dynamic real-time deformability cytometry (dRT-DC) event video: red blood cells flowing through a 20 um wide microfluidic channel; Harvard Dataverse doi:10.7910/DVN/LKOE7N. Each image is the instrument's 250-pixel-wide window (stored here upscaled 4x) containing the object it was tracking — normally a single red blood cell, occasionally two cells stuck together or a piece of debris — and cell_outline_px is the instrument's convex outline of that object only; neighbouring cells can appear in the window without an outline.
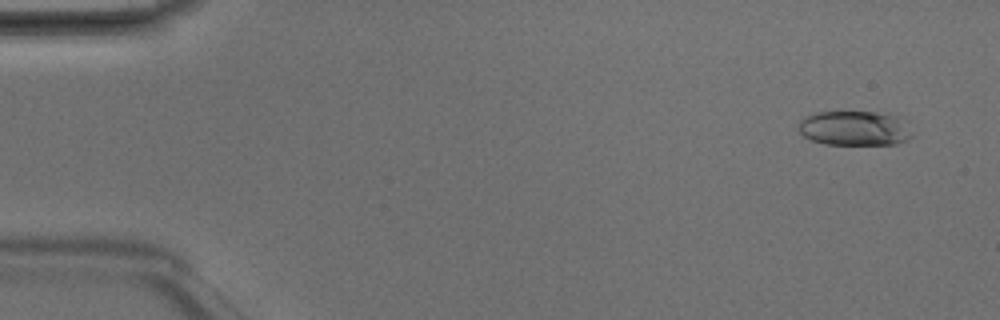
{"species": "Egyptian fruit bat (a non-hibernating species)", "species_latin": "Rousettus aegyptiacus", "temperature_condition": "room temperature", "stored_images_in_passage": 4, "camera_frame_rate_fps": 3000, "um_per_image_px": 0.085, "animal": {"sex": "male"}, "frame": {"image": 1, "passage_image": 1, "time_ms": 0.0, "image_size_px": [1000, 320], "cell_outline_px": [[912, 136], [896, 144], [824, 144], [812, 140], [804, 136], [796, 128], [800, 120], [804, 116], [812, 112], [888, 112], [896, 116], [912, 132]], "centroid_in_image_um": [72.57, 10.89], "position_along_channel_um": 12.4, "area_um2": 23.0}}
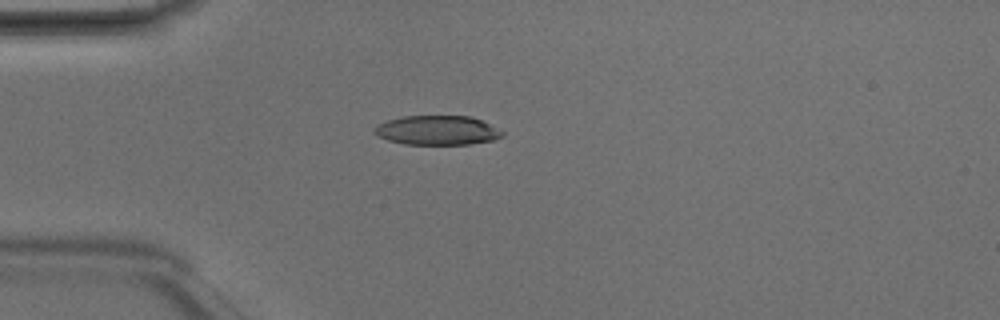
{"frame": {"image": 2, "passage_image": 4, "time_ms": 1.0, "image_size_px": [1000, 320], "cell_outline_px": [[504, 136], [492, 140], [468, 144], [404, 144], [388, 140], [372, 132], [376, 124], [388, 120], [404, 116], [468, 116], [480, 120], [504, 132]], "centroid_in_image_um": [37.13, 11.07], "position_along_channel_um": 47.9, "area_um2": 21.68}}